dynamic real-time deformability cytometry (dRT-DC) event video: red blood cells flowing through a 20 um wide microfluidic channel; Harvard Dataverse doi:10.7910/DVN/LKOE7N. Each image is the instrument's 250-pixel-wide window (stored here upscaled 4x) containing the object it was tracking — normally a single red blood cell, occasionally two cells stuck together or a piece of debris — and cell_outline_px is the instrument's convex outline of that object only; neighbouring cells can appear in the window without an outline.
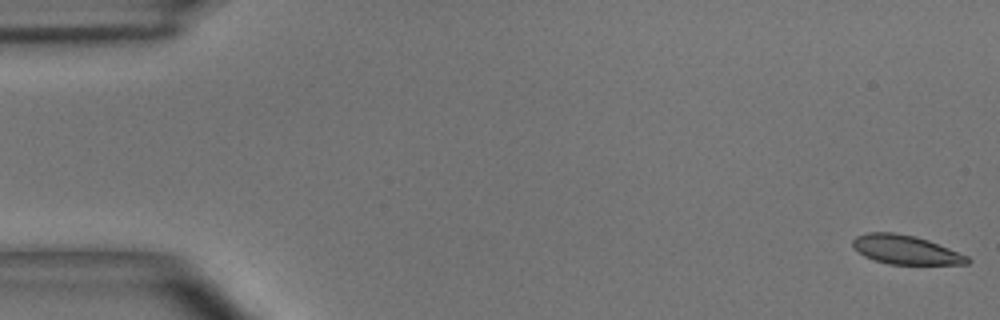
{"species": "common noctule bat (a hibernating species)", "species_latin": "Nyctalus noctula", "temperature_condition": "room temperature", "stored_images_in_passage": 51, "camera_frame_rate_fps": 3000, "um_per_image_px": 0.085, "animal": {"sex": "male", "body_mass_g": 15.6}, "frame": {"image": 1, "passage_image": 1, "time_ms": 0.0, "image_size_px": [1000, 320], "cell_outline_px": [[972, 260], [968, 264], [888, 264], [864, 256], [852, 248], [852, 240], [856, 236], [868, 232], [892, 232], [916, 236], [928, 240], [968, 256]], "centroid_in_image_um": [76.95, 21.22], "position_along_channel_um": 8.0, "area_um2": 19.36}}
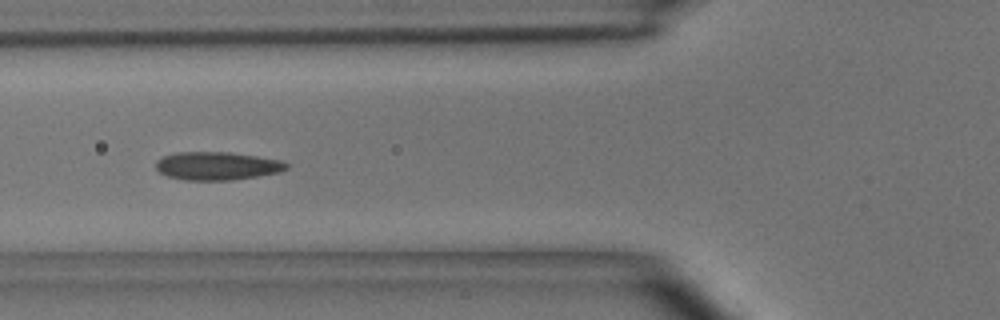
{"frame": {"image": 2, "passage_image": 19, "time_ms": 6.0, "image_size_px": [1000, 320], "cell_outline_px": [[288, 168], [280, 172], [232, 180], [184, 180], [168, 176], [160, 172], [156, 168], [156, 160], [160, 156], [176, 152], [228, 152], [284, 160], [288, 164]], "centroid_in_image_um": [18.44, 14.09], "position_along_channel_um": 107.4, "area_um2": 21.56}}
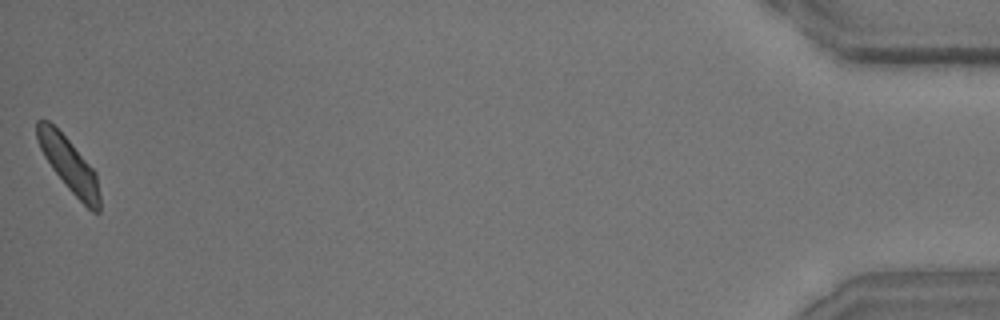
{"frame": {"image": 3, "passage_image": 51, "time_ms": 16.667, "image_size_px": [1000, 320], "cell_outline_px": [[100, 212], [92, 212], [68, 188], [52, 168], [44, 156], [40, 148], [36, 136], [36, 120], [48, 120], [72, 144], [96, 172], [100, 196]], "centroid_in_image_um": [5.87, 14.0], "position_along_channel_um": 429.3, "area_um2": 19.36}, "authors_computed_cell_mechanics": {"area_um2": 20.2878, "velocity_mm_per_s": 3.9045, "shape_relaxation_time_tau1_ms": 3.1541, "shape_relaxation_time_tau2_ms": 1.5876, "deformation_change_tau1": 0.1192, "deformation_change_tau2": 0.0833}}